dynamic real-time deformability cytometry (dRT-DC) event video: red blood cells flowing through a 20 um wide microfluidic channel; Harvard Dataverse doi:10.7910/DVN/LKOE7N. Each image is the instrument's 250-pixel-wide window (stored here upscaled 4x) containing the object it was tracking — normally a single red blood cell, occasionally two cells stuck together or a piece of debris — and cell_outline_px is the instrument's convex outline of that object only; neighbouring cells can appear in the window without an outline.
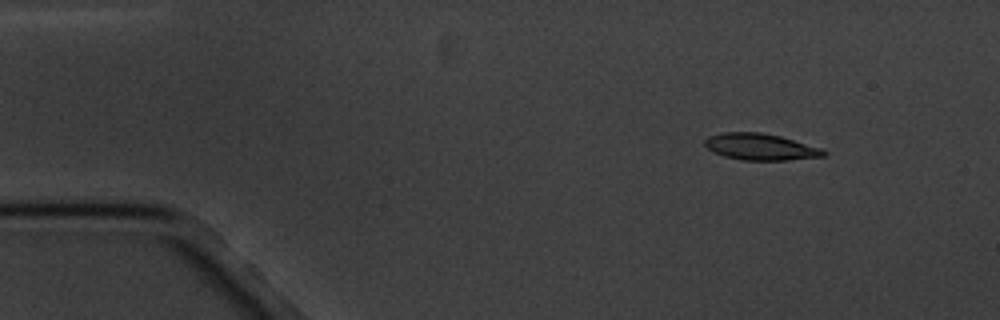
{"species": "common noctule bat (a hibernating species)", "species_latin": "Nyctalus noctula", "temperature_condition": "cold", "stored_images_in_passage": 5, "camera_frame_rate_fps": 3000, "um_per_image_px": 0.085, "animal": {"sex": "male", "body_mass_g": 20.1, "forearm_length_mm": 53.5}, "frame": {"image": 1, "passage_image": 2, "time_ms": 2.0, "image_size_px": [1000, 320], "cell_outline_px": [[828, 152], [824, 156], [788, 160], [740, 160], [724, 156], [708, 148], [704, 144], [704, 140], [708, 136], [724, 132], [760, 132], [780, 136], [820, 148]], "centroid_in_image_um": [64.62, 12.48], "position_along_channel_um": 20.4, "area_um2": 18.21}}